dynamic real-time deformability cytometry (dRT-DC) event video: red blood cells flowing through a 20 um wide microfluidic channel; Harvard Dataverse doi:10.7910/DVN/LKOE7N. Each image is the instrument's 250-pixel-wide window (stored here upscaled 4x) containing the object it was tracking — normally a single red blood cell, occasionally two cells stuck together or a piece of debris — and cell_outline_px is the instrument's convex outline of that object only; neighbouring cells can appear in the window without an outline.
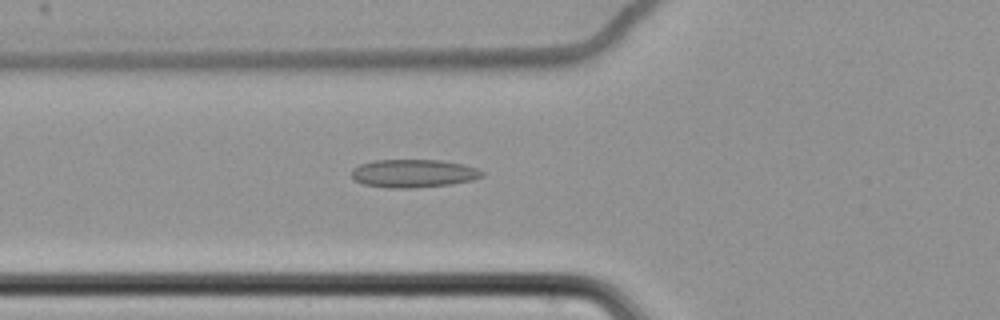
{"species": "common noctule bat (a hibernating species)", "species_latin": "Nyctalus noctula", "temperature_condition": "cold", "stored_images_in_passage": 62, "camera_frame_rate_fps": 3000, "um_per_image_px": 0.085, "animal": {"sex": "female", "body_mass_g": 22.7, "forearm_length_mm": 54.2}, "frame": {"image": 1, "passage_image": 25, "time_ms": 8.0, "image_size_px": [1000, 320], "cell_outline_px": [[484, 176], [472, 180], [452, 184], [416, 188], [388, 188], [364, 184], [356, 180], [352, 176], [352, 168], [360, 164], [372, 160], [440, 160], [464, 164], [476, 168], [484, 172]], "centroid_in_image_um": [35.16, 14.74], "position_along_channel_um": 90.6, "area_um2": 21.5}}
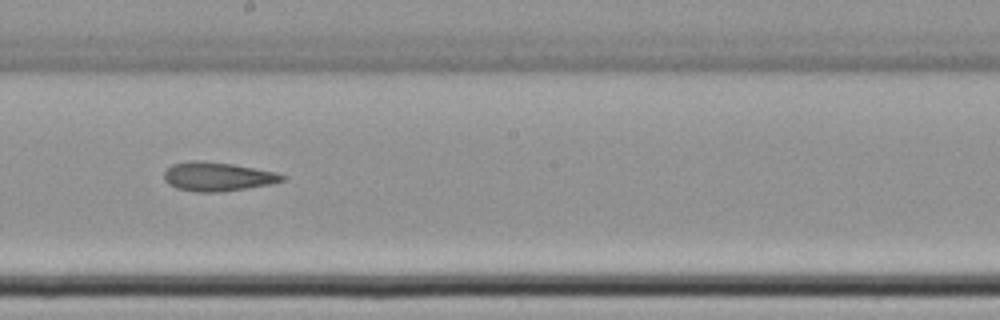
{"frame": {"image": 2, "passage_image": 37, "time_ms": 12.0, "image_size_px": [1000, 320], "cell_outline_px": [[288, 176], [284, 180], [268, 184], [220, 192], [196, 192], [176, 188], [168, 184], [164, 180], [164, 172], [172, 164], [188, 160], [200, 160], [232, 164], [276, 172]], "centroid_in_image_um": [18.45, 15.0], "position_along_channel_um": 229.8, "area_um2": 19.88}}
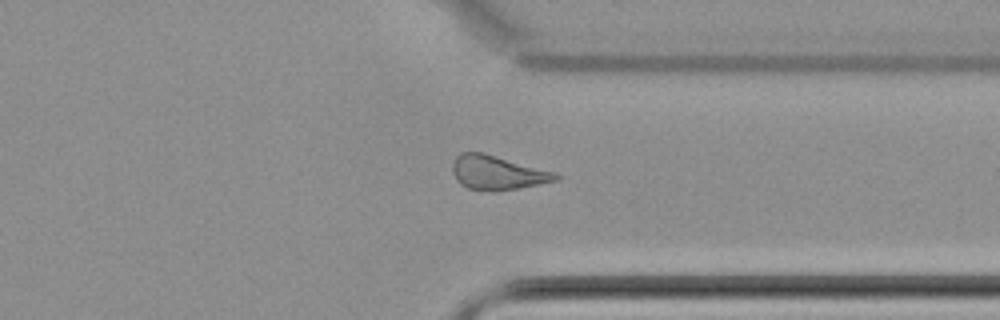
{"frame": {"image": 3, "passage_image": 49, "time_ms": 16.0, "image_size_px": [1000, 320], "cell_outline_px": [[560, 180], [496, 192], [492, 192], [468, 188], [460, 184], [456, 180], [452, 172], [452, 164], [456, 156], [460, 152], [484, 152], [556, 172], [560, 176]], "centroid_in_image_um": [42.27, 14.67], "position_along_channel_um": 369.1, "area_um2": 20.87}}